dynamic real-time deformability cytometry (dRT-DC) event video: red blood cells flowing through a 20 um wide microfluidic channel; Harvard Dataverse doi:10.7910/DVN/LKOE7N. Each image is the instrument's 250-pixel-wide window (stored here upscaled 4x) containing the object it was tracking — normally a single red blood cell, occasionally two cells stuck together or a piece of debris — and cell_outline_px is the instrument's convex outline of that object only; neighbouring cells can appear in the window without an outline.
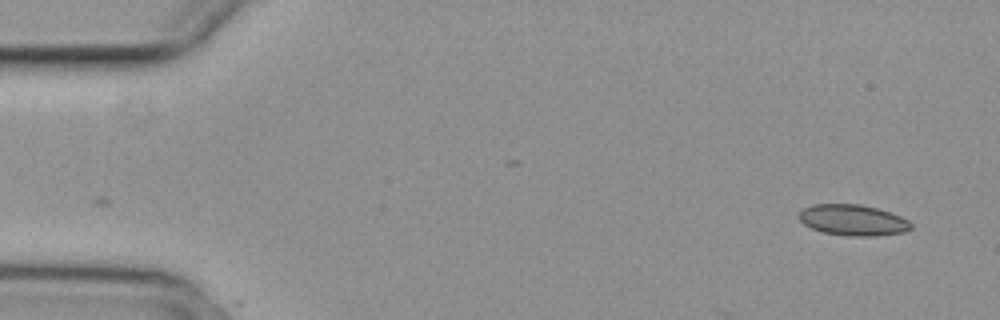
{"species": "common noctule bat (a hibernating species)", "species_latin": "Nyctalus noctula", "temperature_condition": "cold", "stored_images_in_passage": 2, "camera_frame_rate_fps": 3000, "um_per_image_px": 0.085, "animal": {"sex": "female", "body_mass_g": 29.2, "forearm_length_mm": 56.3}, "frame": {"image": 1, "passage_image": 2, "time_ms": 0.333, "image_size_px": [1000, 320], "cell_outline_px": [[912, 228], [904, 232], [876, 236], [848, 236], [824, 232], [812, 228], [804, 224], [800, 220], [800, 212], [804, 208], [812, 204], [860, 204], [876, 208], [900, 216], [908, 220], [912, 224]], "centroid_in_image_um": [72.51, 18.71], "position_along_channel_um": 12.5, "area_um2": 20.06}}